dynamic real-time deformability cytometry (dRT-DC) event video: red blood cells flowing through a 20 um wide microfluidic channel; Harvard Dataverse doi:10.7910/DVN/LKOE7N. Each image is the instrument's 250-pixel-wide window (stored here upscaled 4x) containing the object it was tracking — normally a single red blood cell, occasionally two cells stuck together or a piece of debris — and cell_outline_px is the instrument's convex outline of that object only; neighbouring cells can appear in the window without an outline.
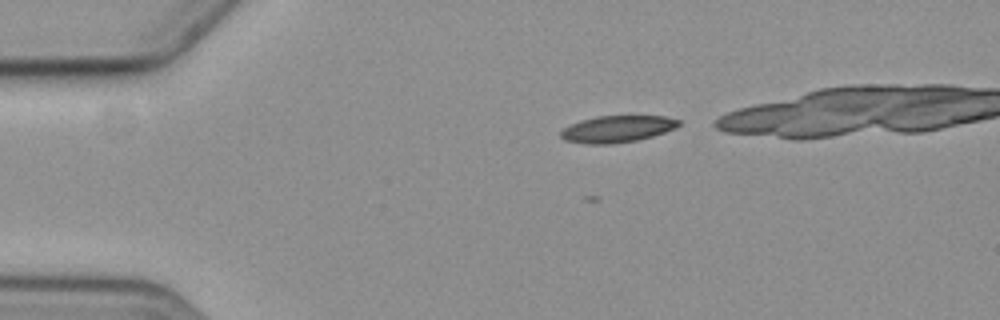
{"species": "common noctule bat (a hibernating species)", "species_latin": "Nyctalus noctula", "temperature_condition": "cold", "stored_images_in_passage": 6, "camera_frame_rate_fps": 3000, "um_per_image_px": 0.085, "animal": {"sex": "female", "body_mass_g": 19.3, "forearm_length_mm": 54.1}, "frame": {"image": 1, "passage_image": 1, "time_ms": 0.0, "image_size_px": [1000, 320], "cell_outline_px": [[680, 124], [676, 128], [652, 136], [636, 140], [612, 144], [588, 144], [564, 140], [560, 136], [560, 132], [564, 128], [580, 120], [596, 116], [664, 116], [680, 120]], "centroid_in_image_um": [52.45, 10.96], "position_along_channel_um": 32.5, "area_um2": 18.32}}